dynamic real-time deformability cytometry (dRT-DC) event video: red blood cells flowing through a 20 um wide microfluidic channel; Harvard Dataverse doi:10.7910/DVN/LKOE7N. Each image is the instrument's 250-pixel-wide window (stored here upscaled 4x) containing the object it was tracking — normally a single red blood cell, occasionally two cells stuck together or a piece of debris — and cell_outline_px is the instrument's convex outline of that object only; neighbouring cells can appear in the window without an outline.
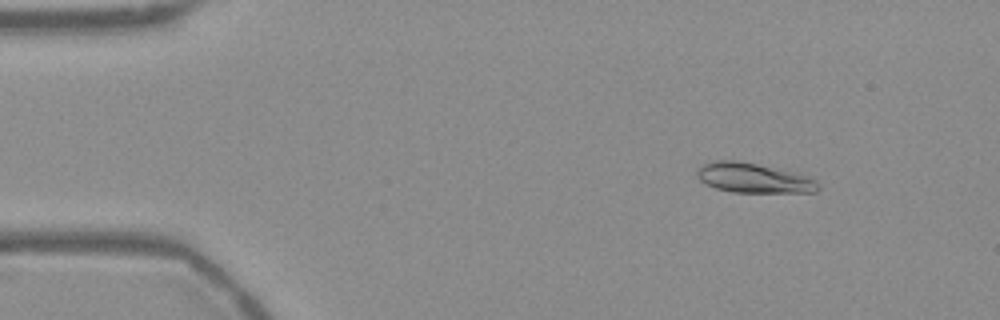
{"species": "Egyptian fruit bat (a non-hibernating species)", "species_latin": "Rousettus aegyptiacus", "temperature_condition": "warm", "stored_images_in_passage": 51, "camera_frame_rate_fps": 3000, "um_per_image_px": 0.085, "frame": {"image": 1, "passage_image": 4, "time_ms": 1.0, "image_size_px": [1000, 320], "cell_outline_px": [[820, 188], [816, 192], [732, 192], [716, 188], [700, 180], [696, 176], [696, 172], [704, 164], [716, 160], [736, 160], [800, 172], [816, 180], [820, 184]], "centroid_in_image_um": [64.12, 15.12], "position_along_channel_um": 20.9, "area_um2": 21.15}}
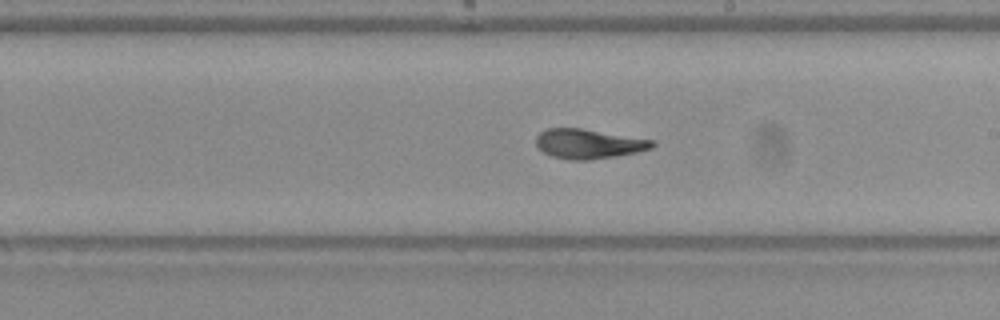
{"frame": {"image": 2, "passage_image": 28, "time_ms": 9.0, "image_size_px": [1000, 320], "cell_outline_px": [[656, 144], [652, 148], [636, 152], [616, 156], [588, 160], [568, 160], [552, 156], [544, 152], [536, 144], [536, 136], [540, 132], [548, 128], [580, 128], [656, 140]], "centroid_in_image_um": [50.05, 12.22], "position_along_channel_um": 239.0, "area_um2": 20.06}}
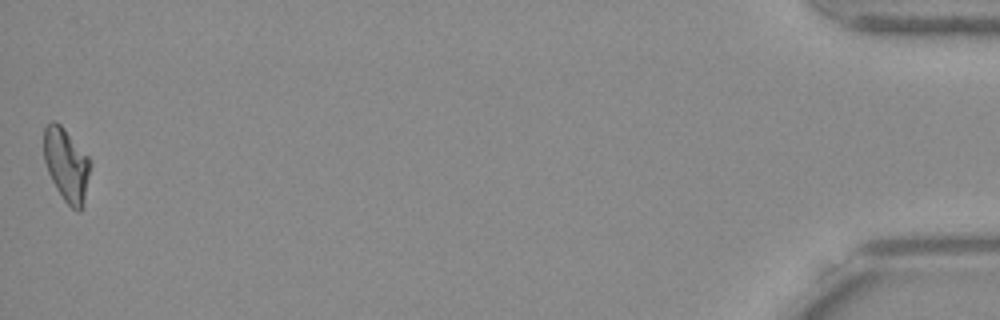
{"frame": {"image": 3, "passage_image": 51, "time_ms": 16.667, "image_size_px": [1000, 320], "cell_outline_px": [[92, 164], [84, 204], [80, 212], [76, 212], [64, 200], [56, 188], [48, 172], [44, 160], [44, 128], [52, 120], [56, 120], [64, 128], [92, 160]], "centroid_in_image_um": [5.68, 14.02], "position_along_channel_um": 429.5, "area_um2": 20.11}, "authors_computed_cell_mechanics": {"area_um2": 20.1722, "velocity_mm_per_s": 3.7589, "shape_relaxation_time_tau1_ms": 8.6843, "shape_relaxation_time_tau2_ms": 1.5617, "deformation_change_tau1": 0.2233, "deformation_change_tau2": 0.0662}}